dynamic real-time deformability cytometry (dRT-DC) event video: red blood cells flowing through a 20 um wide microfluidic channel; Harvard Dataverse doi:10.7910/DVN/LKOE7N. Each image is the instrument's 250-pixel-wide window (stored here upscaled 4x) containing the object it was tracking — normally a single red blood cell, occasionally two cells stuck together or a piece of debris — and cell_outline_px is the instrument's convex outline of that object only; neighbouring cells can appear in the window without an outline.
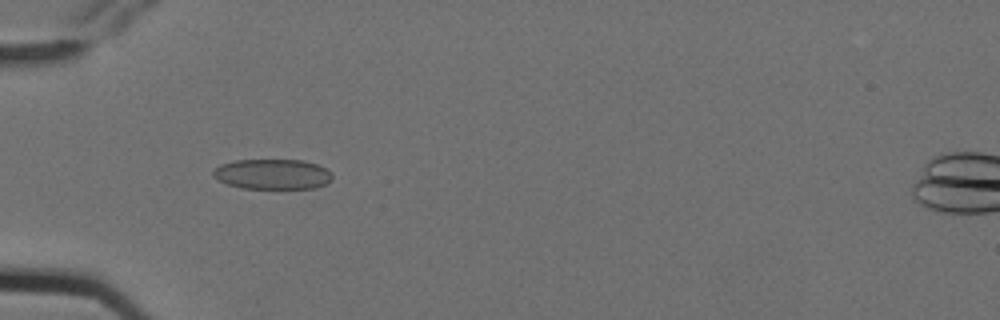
{"species": "Egyptian fruit bat (a non-hibernating species)", "species_latin": "Rousettus aegyptiacus", "temperature_condition": "cold", "stored_images_in_passage": 6, "camera_frame_rate_fps": 3000, "um_per_image_px": 0.085, "animal": {"sex": "female"}, "frame": {"image": 1, "passage_image": 5, "time_ms": 1.333, "image_size_px": [1000, 320], "cell_outline_px": [[332, 180], [316, 188], [240, 188], [228, 184], [212, 176], [212, 168], [220, 164], [236, 160], [304, 160], [316, 164], [332, 172]], "centroid_in_image_um": [23.14, 14.8], "position_along_channel_um": 61.9, "area_um2": 21.04}}
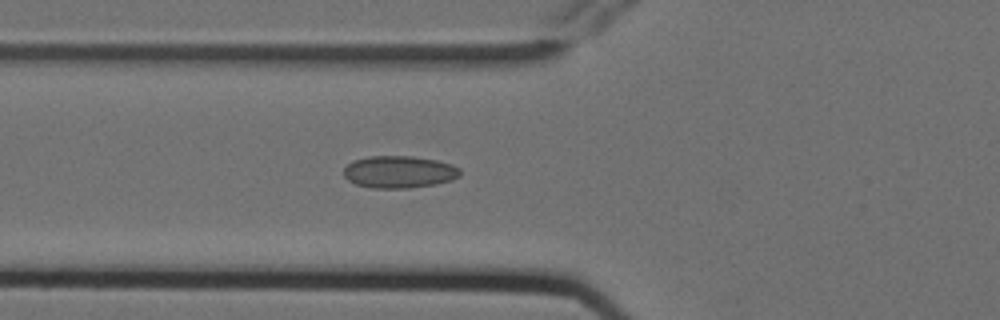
{"frame": {"image": 2, "passage_image": 6, "time_ms": 1.667, "image_size_px": [1000, 320], "cell_outline_px": [[460, 176], [452, 180], [436, 184], [408, 188], [372, 188], [356, 184], [348, 180], [344, 176], [344, 168], [352, 160], [368, 156], [412, 156], [436, 160], [452, 164], [460, 168]], "centroid_in_image_um": [33.93, 14.61], "position_along_channel_um": 91.9, "area_um2": 21.96}}